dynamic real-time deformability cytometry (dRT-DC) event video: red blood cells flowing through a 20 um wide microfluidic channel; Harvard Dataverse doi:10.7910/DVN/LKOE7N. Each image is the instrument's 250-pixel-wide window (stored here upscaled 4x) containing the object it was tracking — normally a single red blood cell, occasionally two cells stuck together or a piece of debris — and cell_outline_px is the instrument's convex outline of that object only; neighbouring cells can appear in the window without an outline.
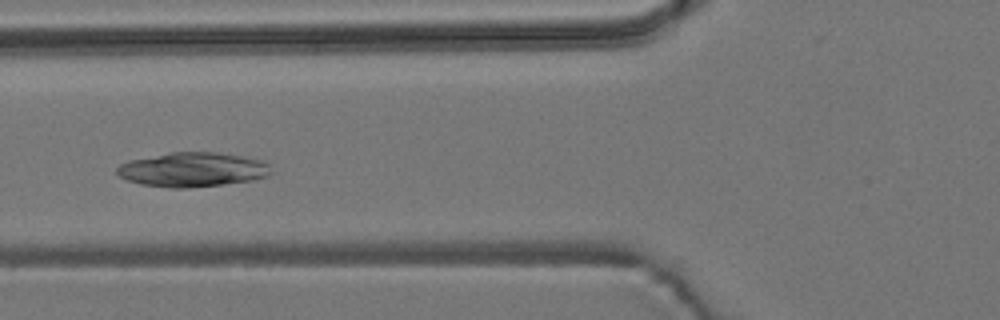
{"species": "common noctule bat (a hibernating species)", "species_latin": "Nyctalus noctula", "temperature_condition": "room temperature", "stored_images_in_passage": 6, "camera_frame_rate_fps": 3000, "um_per_image_px": 0.085, "animal": {"sex": "male", "body_mass_g": 19.2, "forearm_length_mm": 51.8}, "frame": {"image": 1, "passage_image": 6, "time_ms": 5.667, "image_size_px": [1000, 320], "cell_outline_px": [[272, 172], [268, 176], [252, 180], [188, 188], [172, 188], [140, 184], [128, 180], [120, 176], [116, 172], [116, 168], [120, 164], [128, 160], [172, 152], [216, 152], [244, 156], [264, 160], [268, 164]], "centroid_in_image_um": [16.38, 14.41], "position_along_channel_um": 109.4, "area_um2": 30.92}}